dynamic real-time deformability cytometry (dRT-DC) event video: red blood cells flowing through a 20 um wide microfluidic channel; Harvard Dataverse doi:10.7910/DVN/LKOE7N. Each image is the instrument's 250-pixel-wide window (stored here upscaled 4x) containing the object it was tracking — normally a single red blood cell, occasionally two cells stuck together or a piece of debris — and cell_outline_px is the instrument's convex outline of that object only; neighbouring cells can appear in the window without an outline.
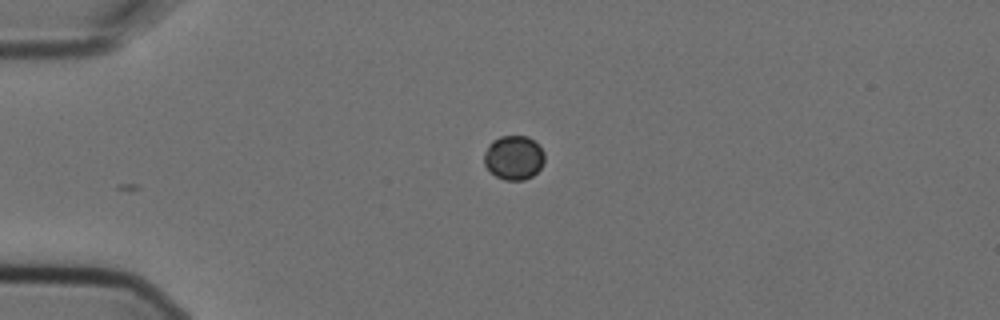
{"species": "Egyptian fruit bat (a non-hibernating species)", "species_latin": "Rousettus aegyptiacus", "temperature_condition": "cold", "stored_images_in_passage": 2, "camera_frame_rate_fps": 3000, "um_per_image_px": 0.085, "animal": {"sex": "female"}, "frame": {"image": 1, "passage_image": 2, "time_ms": 0.333, "image_size_px": [1000, 320], "cell_outline_px": [[544, 164], [532, 176], [524, 180], [504, 180], [496, 176], [484, 164], [484, 152], [488, 144], [492, 140], [500, 136], [528, 136], [544, 152]], "centroid_in_image_um": [43.65, 13.39], "position_along_channel_um": 41.3, "area_um2": 15.55}}